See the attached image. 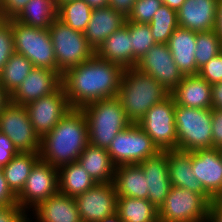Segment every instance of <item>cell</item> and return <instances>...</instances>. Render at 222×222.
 Masks as SVG:
<instances>
[{
  "label": "cell",
  "mask_w": 222,
  "mask_h": 222,
  "mask_svg": "<svg viewBox=\"0 0 222 222\" xmlns=\"http://www.w3.org/2000/svg\"><path fill=\"white\" fill-rule=\"evenodd\" d=\"M156 44H167L174 30L179 26L177 11L163 4L149 23Z\"/></svg>",
  "instance_id": "836d02e7"
},
{
  "label": "cell",
  "mask_w": 222,
  "mask_h": 222,
  "mask_svg": "<svg viewBox=\"0 0 222 222\" xmlns=\"http://www.w3.org/2000/svg\"><path fill=\"white\" fill-rule=\"evenodd\" d=\"M33 68L34 65L24 55L14 52L0 71V84L11 95Z\"/></svg>",
  "instance_id": "1f68e13d"
},
{
  "label": "cell",
  "mask_w": 222,
  "mask_h": 222,
  "mask_svg": "<svg viewBox=\"0 0 222 222\" xmlns=\"http://www.w3.org/2000/svg\"><path fill=\"white\" fill-rule=\"evenodd\" d=\"M214 30L222 41V0H218L216 25Z\"/></svg>",
  "instance_id": "c3c4849f"
},
{
  "label": "cell",
  "mask_w": 222,
  "mask_h": 222,
  "mask_svg": "<svg viewBox=\"0 0 222 222\" xmlns=\"http://www.w3.org/2000/svg\"><path fill=\"white\" fill-rule=\"evenodd\" d=\"M222 147V110L212 109V148Z\"/></svg>",
  "instance_id": "7bdbcfd3"
},
{
  "label": "cell",
  "mask_w": 222,
  "mask_h": 222,
  "mask_svg": "<svg viewBox=\"0 0 222 222\" xmlns=\"http://www.w3.org/2000/svg\"><path fill=\"white\" fill-rule=\"evenodd\" d=\"M113 183L118 197L148 199L147 177L139 164L116 166Z\"/></svg>",
  "instance_id": "d4e9b609"
},
{
  "label": "cell",
  "mask_w": 222,
  "mask_h": 222,
  "mask_svg": "<svg viewBox=\"0 0 222 222\" xmlns=\"http://www.w3.org/2000/svg\"><path fill=\"white\" fill-rule=\"evenodd\" d=\"M167 153L171 185L178 188H186L201 195H208L193 174L191 152L172 149L167 150Z\"/></svg>",
  "instance_id": "cb8c5ba5"
},
{
  "label": "cell",
  "mask_w": 222,
  "mask_h": 222,
  "mask_svg": "<svg viewBox=\"0 0 222 222\" xmlns=\"http://www.w3.org/2000/svg\"><path fill=\"white\" fill-rule=\"evenodd\" d=\"M212 109L222 110V82L212 85Z\"/></svg>",
  "instance_id": "7dc6e473"
},
{
  "label": "cell",
  "mask_w": 222,
  "mask_h": 222,
  "mask_svg": "<svg viewBox=\"0 0 222 222\" xmlns=\"http://www.w3.org/2000/svg\"><path fill=\"white\" fill-rule=\"evenodd\" d=\"M125 69L118 64L99 58L89 60L68 69L62 74V86L71 108L117 97Z\"/></svg>",
  "instance_id": "6da1fadb"
},
{
  "label": "cell",
  "mask_w": 222,
  "mask_h": 222,
  "mask_svg": "<svg viewBox=\"0 0 222 222\" xmlns=\"http://www.w3.org/2000/svg\"><path fill=\"white\" fill-rule=\"evenodd\" d=\"M10 95L0 84V112L10 103Z\"/></svg>",
  "instance_id": "681fc988"
},
{
  "label": "cell",
  "mask_w": 222,
  "mask_h": 222,
  "mask_svg": "<svg viewBox=\"0 0 222 222\" xmlns=\"http://www.w3.org/2000/svg\"><path fill=\"white\" fill-rule=\"evenodd\" d=\"M34 210L39 222H81L75 199L61 193L42 201Z\"/></svg>",
  "instance_id": "484cf974"
},
{
  "label": "cell",
  "mask_w": 222,
  "mask_h": 222,
  "mask_svg": "<svg viewBox=\"0 0 222 222\" xmlns=\"http://www.w3.org/2000/svg\"><path fill=\"white\" fill-rule=\"evenodd\" d=\"M99 222H123V221L119 218L118 214L115 213L112 216H108Z\"/></svg>",
  "instance_id": "f5cc1de1"
},
{
  "label": "cell",
  "mask_w": 222,
  "mask_h": 222,
  "mask_svg": "<svg viewBox=\"0 0 222 222\" xmlns=\"http://www.w3.org/2000/svg\"><path fill=\"white\" fill-rule=\"evenodd\" d=\"M175 107L176 103L169 94L153 105L137 123L160 151L177 149Z\"/></svg>",
  "instance_id": "30bf717a"
},
{
  "label": "cell",
  "mask_w": 222,
  "mask_h": 222,
  "mask_svg": "<svg viewBox=\"0 0 222 222\" xmlns=\"http://www.w3.org/2000/svg\"><path fill=\"white\" fill-rule=\"evenodd\" d=\"M57 193H59L58 169L39 159L31 169L23 190L17 195V204L24 210L28 206L35 208Z\"/></svg>",
  "instance_id": "7c38bea8"
},
{
  "label": "cell",
  "mask_w": 222,
  "mask_h": 222,
  "mask_svg": "<svg viewBox=\"0 0 222 222\" xmlns=\"http://www.w3.org/2000/svg\"><path fill=\"white\" fill-rule=\"evenodd\" d=\"M177 149L195 151L212 148V109L176 105Z\"/></svg>",
  "instance_id": "5b68a950"
},
{
  "label": "cell",
  "mask_w": 222,
  "mask_h": 222,
  "mask_svg": "<svg viewBox=\"0 0 222 222\" xmlns=\"http://www.w3.org/2000/svg\"><path fill=\"white\" fill-rule=\"evenodd\" d=\"M163 5L162 0H135L128 21L149 24L154 14Z\"/></svg>",
  "instance_id": "8d00e7d4"
},
{
  "label": "cell",
  "mask_w": 222,
  "mask_h": 222,
  "mask_svg": "<svg viewBox=\"0 0 222 222\" xmlns=\"http://www.w3.org/2000/svg\"><path fill=\"white\" fill-rule=\"evenodd\" d=\"M125 25L131 34L132 55L139 61L156 44L150 26L128 20Z\"/></svg>",
  "instance_id": "d590c367"
},
{
  "label": "cell",
  "mask_w": 222,
  "mask_h": 222,
  "mask_svg": "<svg viewBox=\"0 0 222 222\" xmlns=\"http://www.w3.org/2000/svg\"><path fill=\"white\" fill-rule=\"evenodd\" d=\"M0 205L3 207L17 205V196L9 188L2 170H0Z\"/></svg>",
  "instance_id": "ee69618b"
},
{
  "label": "cell",
  "mask_w": 222,
  "mask_h": 222,
  "mask_svg": "<svg viewBox=\"0 0 222 222\" xmlns=\"http://www.w3.org/2000/svg\"><path fill=\"white\" fill-rule=\"evenodd\" d=\"M139 165L147 177L148 200L159 209L172 187L169 178L168 153L160 151Z\"/></svg>",
  "instance_id": "ac0fdd59"
},
{
  "label": "cell",
  "mask_w": 222,
  "mask_h": 222,
  "mask_svg": "<svg viewBox=\"0 0 222 222\" xmlns=\"http://www.w3.org/2000/svg\"><path fill=\"white\" fill-rule=\"evenodd\" d=\"M14 51L24 55L34 67L57 72L56 56L49 29L23 25L11 19Z\"/></svg>",
  "instance_id": "52a82bcc"
},
{
  "label": "cell",
  "mask_w": 222,
  "mask_h": 222,
  "mask_svg": "<svg viewBox=\"0 0 222 222\" xmlns=\"http://www.w3.org/2000/svg\"><path fill=\"white\" fill-rule=\"evenodd\" d=\"M222 222V199H214L210 203L207 222Z\"/></svg>",
  "instance_id": "f6af8a7d"
},
{
  "label": "cell",
  "mask_w": 222,
  "mask_h": 222,
  "mask_svg": "<svg viewBox=\"0 0 222 222\" xmlns=\"http://www.w3.org/2000/svg\"><path fill=\"white\" fill-rule=\"evenodd\" d=\"M0 132L12 141L18 152H40L41 139L31 124L25 106L10 102L0 112Z\"/></svg>",
  "instance_id": "8fae6325"
},
{
  "label": "cell",
  "mask_w": 222,
  "mask_h": 222,
  "mask_svg": "<svg viewBox=\"0 0 222 222\" xmlns=\"http://www.w3.org/2000/svg\"><path fill=\"white\" fill-rule=\"evenodd\" d=\"M59 193L75 198L92 188L96 182L78 162L58 169Z\"/></svg>",
  "instance_id": "83f0119b"
},
{
  "label": "cell",
  "mask_w": 222,
  "mask_h": 222,
  "mask_svg": "<svg viewBox=\"0 0 222 222\" xmlns=\"http://www.w3.org/2000/svg\"><path fill=\"white\" fill-rule=\"evenodd\" d=\"M24 212L18 204L4 207L0 211V222H29Z\"/></svg>",
  "instance_id": "60d3db41"
},
{
  "label": "cell",
  "mask_w": 222,
  "mask_h": 222,
  "mask_svg": "<svg viewBox=\"0 0 222 222\" xmlns=\"http://www.w3.org/2000/svg\"><path fill=\"white\" fill-rule=\"evenodd\" d=\"M89 144L85 115L79 108H72L58 124L41 138L40 159L59 169L77 162Z\"/></svg>",
  "instance_id": "7a4b0ae2"
},
{
  "label": "cell",
  "mask_w": 222,
  "mask_h": 222,
  "mask_svg": "<svg viewBox=\"0 0 222 222\" xmlns=\"http://www.w3.org/2000/svg\"><path fill=\"white\" fill-rule=\"evenodd\" d=\"M194 176L204 191L214 200L222 199V157L219 148L191 152Z\"/></svg>",
  "instance_id": "2e32d148"
},
{
  "label": "cell",
  "mask_w": 222,
  "mask_h": 222,
  "mask_svg": "<svg viewBox=\"0 0 222 222\" xmlns=\"http://www.w3.org/2000/svg\"><path fill=\"white\" fill-rule=\"evenodd\" d=\"M86 118L89 143L107 149L116 135L132 124L120 100L102 99L80 108Z\"/></svg>",
  "instance_id": "277c9868"
},
{
  "label": "cell",
  "mask_w": 222,
  "mask_h": 222,
  "mask_svg": "<svg viewBox=\"0 0 222 222\" xmlns=\"http://www.w3.org/2000/svg\"><path fill=\"white\" fill-rule=\"evenodd\" d=\"M219 150H220V155H221V157H222V147L219 148Z\"/></svg>",
  "instance_id": "11a10c76"
},
{
  "label": "cell",
  "mask_w": 222,
  "mask_h": 222,
  "mask_svg": "<svg viewBox=\"0 0 222 222\" xmlns=\"http://www.w3.org/2000/svg\"><path fill=\"white\" fill-rule=\"evenodd\" d=\"M77 162L96 183L113 182L116 166L112 162L107 149L89 143L80 154Z\"/></svg>",
  "instance_id": "4316f807"
},
{
  "label": "cell",
  "mask_w": 222,
  "mask_h": 222,
  "mask_svg": "<svg viewBox=\"0 0 222 222\" xmlns=\"http://www.w3.org/2000/svg\"><path fill=\"white\" fill-rule=\"evenodd\" d=\"M197 32L178 26L168 41L173 60L184 76L197 75L195 62Z\"/></svg>",
  "instance_id": "7402d4cb"
},
{
  "label": "cell",
  "mask_w": 222,
  "mask_h": 222,
  "mask_svg": "<svg viewBox=\"0 0 222 222\" xmlns=\"http://www.w3.org/2000/svg\"><path fill=\"white\" fill-rule=\"evenodd\" d=\"M218 0H186L177 11L178 25L196 32L214 30Z\"/></svg>",
  "instance_id": "d6986e66"
},
{
  "label": "cell",
  "mask_w": 222,
  "mask_h": 222,
  "mask_svg": "<svg viewBox=\"0 0 222 222\" xmlns=\"http://www.w3.org/2000/svg\"><path fill=\"white\" fill-rule=\"evenodd\" d=\"M55 50L57 73L62 77L68 69L89 60L95 50L84 33L73 30L58 18L48 28Z\"/></svg>",
  "instance_id": "8992f818"
},
{
  "label": "cell",
  "mask_w": 222,
  "mask_h": 222,
  "mask_svg": "<svg viewBox=\"0 0 222 222\" xmlns=\"http://www.w3.org/2000/svg\"><path fill=\"white\" fill-rule=\"evenodd\" d=\"M92 10L84 0H71L58 6L57 18L73 30L84 33Z\"/></svg>",
  "instance_id": "d6a6232c"
},
{
  "label": "cell",
  "mask_w": 222,
  "mask_h": 222,
  "mask_svg": "<svg viewBox=\"0 0 222 222\" xmlns=\"http://www.w3.org/2000/svg\"><path fill=\"white\" fill-rule=\"evenodd\" d=\"M14 52L11 19H0V71Z\"/></svg>",
  "instance_id": "74e56055"
},
{
  "label": "cell",
  "mask_w": 222,
  "mask_h": 222,
  "mask_svg": "<svg viewBox=\"0 0 222 222\" xmlns=\"http://www.w3.org/2000/svg\"><path fill=\"white\" fill-rule=\"evenodd\" d=\"M57 11L55 0H30L14 20L23 25L48 29L57 19Z\"/></svg>",
  "instance_id": "f1b7e54d"
},
{
  "label": "cell",
  "mask_w": 222,
  "mask_h": 222,
  "mask_svg": "<svg viewBox=\"0 0 222 222\" xmlns=\"http://www.w3.org/2000/svg\"><path fill=\"white\" fill-rule=\"evenodd\" d=\"M169 95L155 79L136 67L126 68L117 98L131 123H139L146 112Z\"/></svg>",
  "instance_id": "3957f363"
},
{
  "label": "cell",
  "mask_w": 222,
  "mask_h": 222,
  "mask_svg": "<svg viewBox=\"0 0 222 222\" xmlns=\"http://www.w3.org/2000/svg\"><path fill=\"white\" fill-rule=\"evenodd\" d=\"M220 52H222V41L215 30L197 32L195 62L198 69Z\"/></svg>",
  "instance_id": "e575fe53"
},
{
  "label": "cell",
  "mask_w": 222,
  "mask_h": 222,
  "mask_svg": "<svg viewBox=\"0 0 222 222\" xmlns=\"http://www.w3.org/2000/svg\"><path fill=\"white\" fill-rule=\"evenodd\" d=\"M67 1H71V0H55V4H56V6L58 7L59 5L65 3V2H67Z\"/></svg>",
  "instance_id": "db71d44e"
},
{
  "label": "cell",
  "mask_w": 222,
  "mask_h": 222,
  "mask_svg": "<svg viewBox=\"0 0 222 222\" xmlns=\"http://www.w3.org/2000/svg\"><path fill=\"white\" fill-rule=\"evenodd\" d=\"M185 1L186 0H162V3L167 5L169 8L178 11Z\"/></svg>",
  "instance_id": "f907efd6"
},
{
  "label": "cell",
  "mask_w": 222,
  "mask_h": 222,
  "mask_svg": "<svg viewBox=\"0 0 222 222\" xmlns=\"http://www.w3.org/2000/svg\"><path fill=\"white\" fill-rule=\"evenodd\" d=\"M104 60L126 68L136 67L138 60L132 55L131 34L126 25L111 34L95 51Z\"/></svg>",
  "instance_id": "603a6c76"
},
{
  "label": "cell",
  "mask_w": 222,
  "mask_h": 222,
  "mask_svg": "<svg viewBox=\"0 0 222 222\" xmlns=\"http://www.w3.org/2000/svg\"><path fill=\"white\" fill-rule=\"evenodd\" d=\"M198 74L211 85L222 82V52L200 68Z\"/></svg>",
  "instance_id": "f35d334b"
},
{
  "label": "cell",
  "mask_w": 222,
  "mask_h": 222,
  "mask_svg": "<svg viewBox=\"0 0 222 222\" xmlns=\"http://www.w3.org/2000/svg\"><path fill=\"white\" fill-rule=\"evenodd\" d=\"M136 68L153 77L169 94L184 78L173 60L168 44H155L138 61Z\"/></svg>",
  "instance_id": "5bb4252c"
},
{
  "label": "cell",
  "mask_w": 222,
  "mask_h": 222,
  "mask_svg": "<svg viewBox=\"0 0 222 222\" xmlns=\"http://www.w3.org/2000/svg\"><path fill=\"white\" fill-rule=\"evenodd\" d=\"M107 151L115 166L140 164L160 152L152 139L136 123L120 131L110 143Z\"/></svg>",
  "instance_id": "9c48e42d"
},
{
  "label": "cell",
  "mask_w": 222,
  "mask_h": 222,
  "mask_svg": "<svg viewBox=\"0 0 222 222\" xmlns=\"http://www.w3.org/2000/svg\"><path fill=\"white\" fill-rule=\"evenodd\" d=\"M127 17L108 6L94 8L84 35L96 51L99 46L116 30L125 25Z\"/></svg>",
  "instance_id": "44dd1931"
},
{
  "label": "cell",
  "mask_w": 222,
  "mask_h": 222,
  "mask_svg": "<svg viewBox=\"0 0 222 222\" xmlns=\"http://www.w3.org/2000/svg\"><path fill=\"white\" fill-rule=\"evenodd\" d=\"M30 0H0V19H14Z\"/></svg>",
  "instance_id": "ab89813d"
},
{
  "label": "cell",
  "mask_w": 222,
  "mask_h": 222,
  "mask_svg": "<svg viewBox=\"0 0 222 222\" xmlns=\"http://www.w3.org/2000/svg\"><path fill=\"white\" fill-rule=\"evenodd\" d=\"M134 2L135 0H109V6L127 17L132 11Z\"/></svg>",
  "instance_id": "bcb514c9"
},
{
  "label": "cell",
  "mask_w": 222,
  "mask_h": 222,
  "mask_svg": "<svg viewBox=\"0 0 222 222\" xmlns=\"http://www.w3.org/2000/svg\"><path fill=\"white\" fill-rule=\"evenodd\" d=\"M61 85V76L56 71L35 67L10 95V101L25 106L32 101L52 94Z\"/></svg>",
  "instance_id": "e0dca14e"
},
{
  "label": "cell",
  "mask_w": 222,
  "mask_h": 222,
  "mask_svg": "<svg viewBox=\"0 0 222 222\" xmlns=\"http://www.w3.org/2000/svg\"><path fill=\"white\" fill-rule=\"evenodd\" d=\"M117 214L123 222H159L158 209L148 199L118 197Z\"/></svg>",
  "instance_id": "4dcf8cb0"
},
{
  "label": "cell",
  "mask_w": 222,
  "mask_h": 222,
  "mask_svg": "<svg viewBox=\"0 0 222 222\" xmlns=\"http://www.w3.org/2000/svg\"><path fill=\"white\" fill-rule=\"evenodd\" d=\"M170 95L176 105L212 109V85L199 74L184 76Z\"/></svg>",
  "instance_id": "ffe728a7"
},
{
  "label": "cell",
  "mask_w": 222,
  "mask_h": 222,
  "mask_svg": "<svg viewBox=\"0 0 222 222\" xmlns=\"http://www.w3.org/2000/svg\"><path fill=\"white\" fill-rule=\"evenodd\" d=\"M17 153L12 141L0 132V167L6 166Z\"/></svg>",
  "instance_id": "b9f144b4"
},
{
  "label": "cell",
  "mask_w": 222,
  "mask_h": 222,
  "mask_svg": "<svg viewBox=\"0 0 222 222\" xmlns=\"http://www.w3.org/2000/svg\"><path fill=\"white\" fill-rule=\"evenodd\" d=\"M81 221L99 222L117 213L118 196L114 183H96L74 198Z\"/></svg>",
  "instance_id": "9a60e30c"
},
{
  "label": "cell",
  "mask_w": 222,
  "mask_h": 222,
  "mask_svg": "<svg viewBox=\"0 0 222 222\" xmlns=\"http://www.w3.org/2000/svg\"><path fill=\"white\" fill-rule=\"evenodd\" d=\"M39 159V153L18 152L6 166L2 167L7 184L16 196L23 190L31 169Z\"/></svg>",
  "instance_id": "f546056e"
},
{
  "label": "cell",
  "mask_w": 222,
  "mask_h": 222,
  "mask_svg": "<svg viewBox=\"0 0 222 222\" xmlns=\"http://www.w3.org/2000/svg\"><path fill=\"white\" fill-rule=\"evenodd\" d=\"M212 201L209 195L172 186L158 209L159 222H207Z\"/></svg>",
  "instance_id": "ba28073f"
},
{
  "label": "cell",
  "mask_w": 222,
  "mask_h": 222,
  "mask_svg": "<svg viewBox=\"0 0 222 222\" xmlns=\"http://www.w3.org/2000/svg\"><path fill=\"white\" fill-rule=\"evenodd\" d=\"M32 126L41 138L58 124L72 108L61 85L55 92L25 105Z\"/></svg>",
  "instance_id": "4fadbf2b"
},
{
  "label": "cell",
  "mask_w": 222,
  "mask_h": 222,
  "mask_svg": "<svg viewBox=\"0 0 222 222\" xmlns=\"http://www.w3.org/2000/svg\"><path fill=\"white\" fill-rule=\"evenodd\" d=\"M92 9L109 5V0H84Z\"/></svg>",
  "instance_id": "816d5d0a"
}]
</instances>
